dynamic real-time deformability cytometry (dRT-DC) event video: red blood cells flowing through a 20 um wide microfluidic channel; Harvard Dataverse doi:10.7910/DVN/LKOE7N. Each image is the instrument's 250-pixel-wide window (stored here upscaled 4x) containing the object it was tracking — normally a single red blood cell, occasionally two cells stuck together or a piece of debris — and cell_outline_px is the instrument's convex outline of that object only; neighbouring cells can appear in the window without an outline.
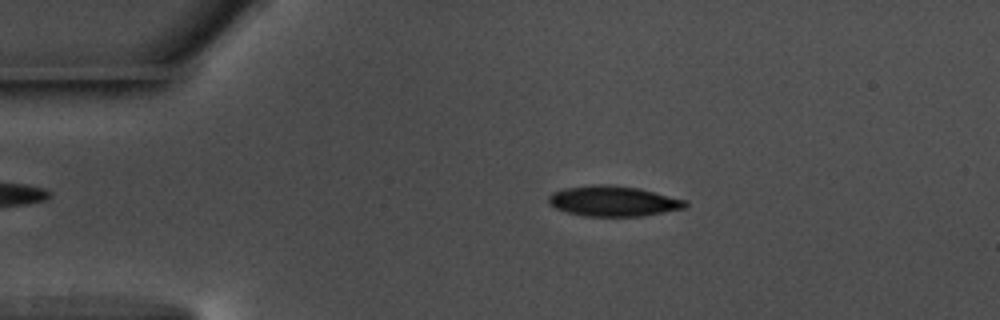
{"species": "common noctule bat (a hibernating species)", "species_latin": "Nyctalus noctula", "temperature_condition": "warm", "stored_images_in_passage": 56, "camera_frame_rate_fps": 3000, "um_per_image_px": 0.085, "animal": {"sex": "male", "body_mass_g": 17.5, "forearm_length_mm": 52.3}, "frame": {"image": 1, "passage_image": 11, "time_ms": 3.333, "image_size_px": [1000, 320], "cell_outline_px": [[688, 204], [684, 208], [644, 216], [584, 216], [568, 212], [556, 208], [548, 204], [548, 196], [552, 192], [564, 188], [592, 184], [612, 184], [640, 188], [688, 200]], "centroid_in_image_um": [52.13, 17.08], "position_along_channel_um": 32.9, "area_um2": 24.51}}
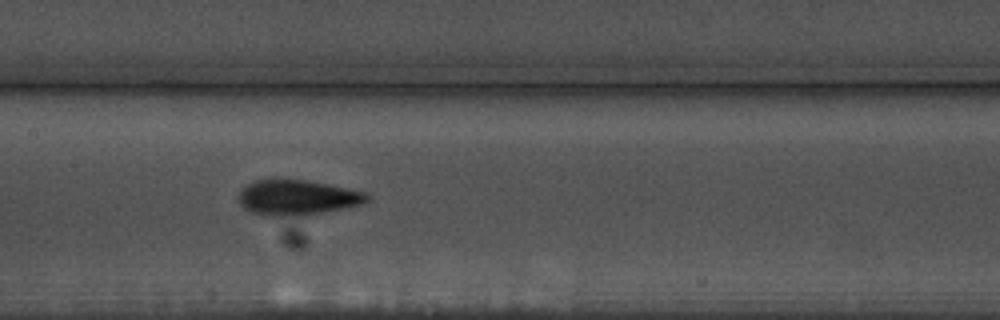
{"frame": {"image": 2, "passage_image": 27, "time_ms": 8.667, "image_size_px": [1000, 320], "cell_outline_px": [[368, 200], [364, 204], [308, 216], [264, 216], [252, 212], [244, 208], [240, 204], [240, 192], [248, 184], [256, 180], [272, 176], [276, 176], [308, 180], [328, 184], [364, 192], [368, 196]], "centroid_in_image_um": [25.25, 16.77], "position_along_channel_um": 182.2, "area_um2": 27.11}}
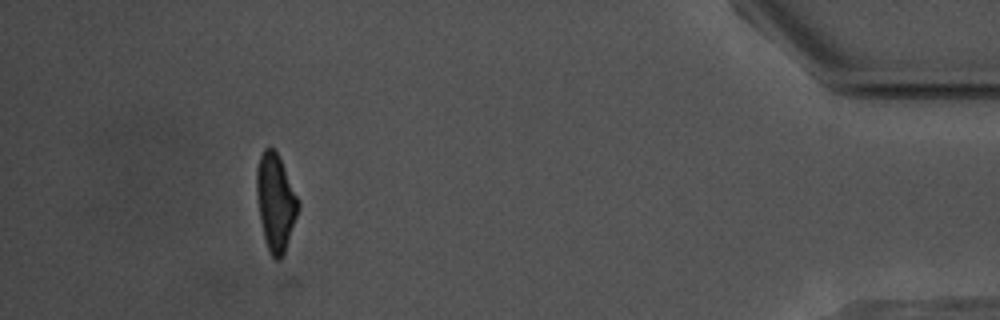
{"frame": {"image": 3, "passage_image": 51, "time_ms": 16.667, "image_size_px": [1000, 320], "cell_outline_px": [[300, 208], [284, 252], [280, 260], [276, 260], [272, 256], [268, 248], [264, 236], [260, 220], [256, 196], [256, 168], [260, 156], [264, 148], [272, 148], [280, 156], [300, 204]], "centroid_in_image_um": [23.42, 17.16], "position_along_channel_um": 411.8, "area_um2": 23.41}, "authors_computed_cell_mechanics": {"area_um2": 24.1893, "velocity_mm_per_s": 3.637, "shape_relaxation_time_tau1_ms": 2.5449, "shape_relaxation_time_tau2_ms": 2.2183, "deformation_change_tau1": 0.1353, "deformation_change_tau2": 0.0935}}